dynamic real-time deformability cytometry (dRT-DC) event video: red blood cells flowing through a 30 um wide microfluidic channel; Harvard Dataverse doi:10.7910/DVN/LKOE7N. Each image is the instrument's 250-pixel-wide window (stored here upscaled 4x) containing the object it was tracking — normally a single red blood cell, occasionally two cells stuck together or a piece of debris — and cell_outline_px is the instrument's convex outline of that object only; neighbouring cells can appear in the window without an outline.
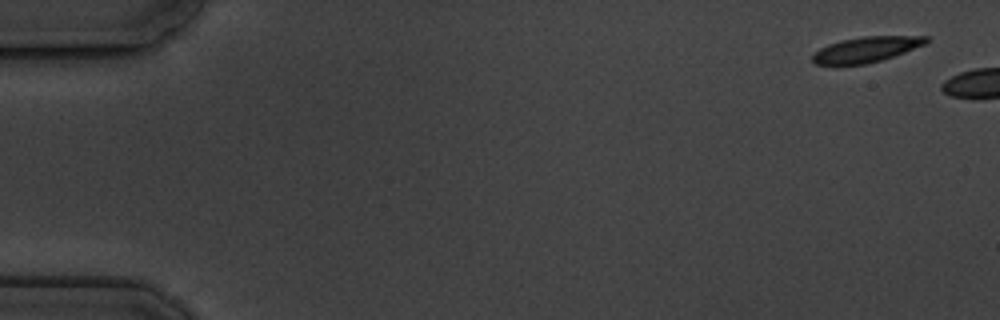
{"species": "common noctule bat (a hibernating species)", "species_latin": "Nyctalus noctula", "temperature_condition": "cold", "stored_images_in_passage": 7, "camera_frame_rate_fps": 3000, "um_per_image_px": 0.085, "animal": {"sex": "male", "body_mass_g": 19.5, "forearm_length_mm": 54.6}, "frame": {"image": 1, "passage_image": 1, "time_ms": 0.0, "image_size_px": [1000, 320], "cell_outline_px": [[928, 40], [924, 44], [904, 52], [880, 60], [864, 64], [816, 64], [812, 60], [812, 56], [820, 48], [828, 44], [840, 40], [864, 36], [928, 36]], "centroid_in_image_um": [73.61, 4.19], "position_along_channel_um": 11.4, "area_um2": 16.47}}